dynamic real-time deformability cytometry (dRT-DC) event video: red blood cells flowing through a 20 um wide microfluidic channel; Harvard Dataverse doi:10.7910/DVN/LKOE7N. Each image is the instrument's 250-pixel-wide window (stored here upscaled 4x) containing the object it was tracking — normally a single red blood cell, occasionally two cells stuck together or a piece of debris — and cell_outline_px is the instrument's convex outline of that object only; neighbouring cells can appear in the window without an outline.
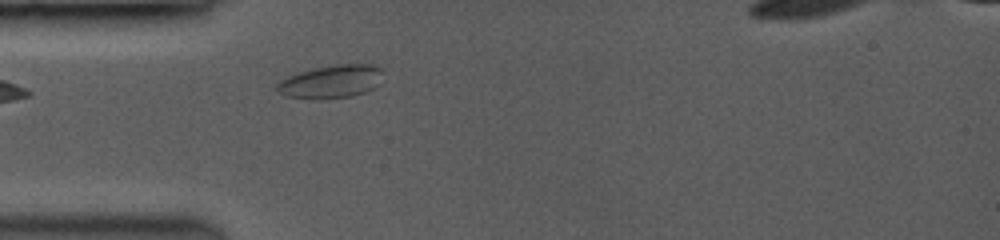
{"species": "common noctule bat (a hibernating species)", "species_latin": "Nyctalus noctula", "temperature_condition": "room temperature", "stored_images_in_passage": 38, "segment_of_instrument_passage": [1, 2], "camera_frame_rate_fps": 3500, "um_per_image_px": 0.085, "animal": {"sex": "female", "body_mass_g": 19.0, "forearm_length_mm": 53.3}, "frame": {"image": 1, "passage_image": 1, "time_ms": 0.0, "image_size_px": [1000, 240], "cell_outline_px": [[380, 68], [372, 88], [364, 92], [352, 96], [288, 96], [280, 92], [276, 88], [276, 84], [288, 76], [300, 72], [316, 68], [336, 64], [372, 64]], "centroid_in_image_um": [28.1, 6.88], "position_along_channel_um": 56.9, "area_um2": 18.84}}
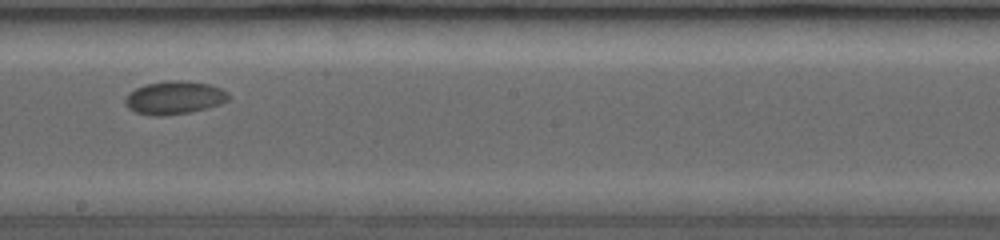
{"frame": {"image": 2, "passage_image": 18, "time_ms": 4.857, "image_size_px": [1000, 240], "cell_outline_px": [[228, 100], [204, 108], [188, 112], [160, 116], [156, 116], [136, 112], [128, 108], [124, 100], [136, 88], [144, 84], [168, 80], [180, 80], [212, 84], [228, 92]], "centroid_in_image_um": [14.81, 8.28], "position_along_channel_um": 233.4, "area_um2": 19.59}}
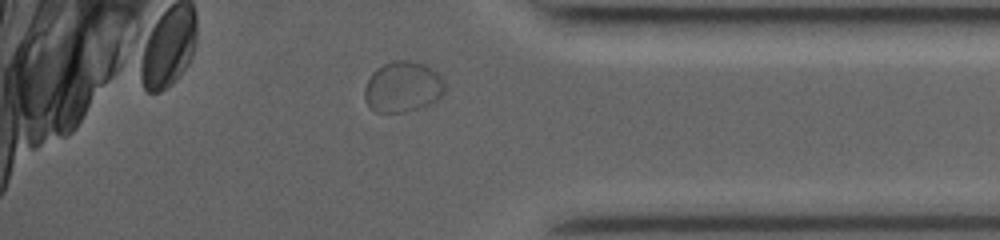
{"frame": {"image": 3, "passage_image": 34, "time_ms": 9.429, "image_size_px": [1000, 240], "cell_outline_px": [[444, 92], [436, 104], [404, 112], [376, 112], [368, 108], [364, 100], [364, 88], [372, 72], [376, 68], [384, 64], [396, 60], [408, 60], [420, 64], [436, 72], [444, 80]], "centroid_in_image_um": [34.22, 7.43], "position_along_channel_um": 401.0, "area_um2": 23.99}}